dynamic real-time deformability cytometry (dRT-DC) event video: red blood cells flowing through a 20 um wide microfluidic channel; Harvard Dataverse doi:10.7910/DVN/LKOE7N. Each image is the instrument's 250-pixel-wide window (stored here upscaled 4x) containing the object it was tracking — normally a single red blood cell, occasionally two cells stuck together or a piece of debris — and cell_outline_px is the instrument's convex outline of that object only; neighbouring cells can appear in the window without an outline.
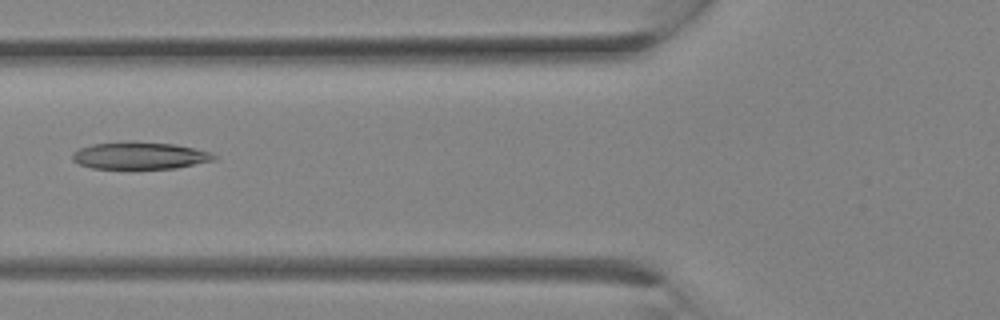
{"species": "Egyptian fruit bat (a non-hibernating species)", "species_latin": "Rousettus aegyptiacus", "temperature_condition": "room temperature", "stored_images_in_passage": 5, "camera_frame_rate_fps": 3000, "um_per_image_px": 0.085, "animal": {"sex": "female"}, "frame": {"image": 1, "passage_image": 4, "time_ms": 1.0, "image_size_px": [1000, 320], "cell_outline_px": [[216, 160], [176, 168], [92, 168], [80, 164], [72, 160], [72, 152], [80, 148], [92, 144], [132, 140], [172, 144], [212, 152], [216, 156]], "centroid_in_image_um": [11.87, 13.21], "position_along_channel_um": 113.9, "area_um2": 22.48}}